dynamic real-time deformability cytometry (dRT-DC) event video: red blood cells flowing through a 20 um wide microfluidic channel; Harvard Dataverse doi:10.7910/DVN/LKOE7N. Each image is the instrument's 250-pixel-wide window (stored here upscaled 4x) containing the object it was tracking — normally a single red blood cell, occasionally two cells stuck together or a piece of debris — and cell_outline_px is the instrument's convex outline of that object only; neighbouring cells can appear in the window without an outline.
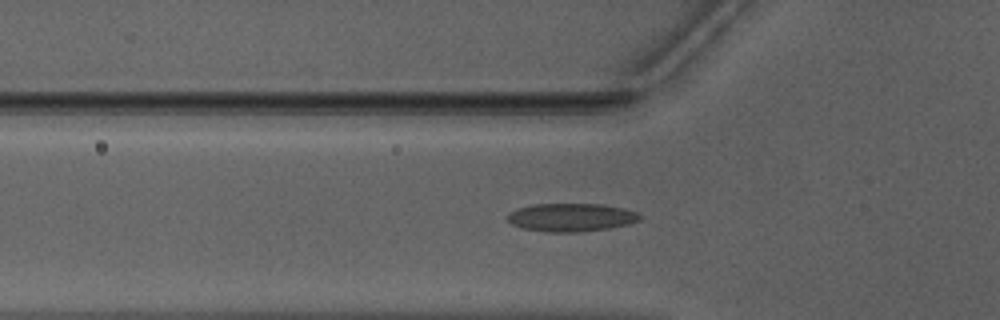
{"species": "Egyptian fruit bat (a non-hibernating species)", "species_latin": "Rousettus aegyptiacus", "temperature_condition": "warm", "stored_images_in_passage": 27, "camera_frame_rate_fps": 3000, "um_per_image_px": 0.085, "animal": {"sex": "male"}, "frame": {"image": 1, "passage_image": 8, "time_ms": 2.333, "image_size_px": [1000, 320], "cell_outline_px": [[640, 220], [628, 224], [608, 228], [576, 232], [548, 232], [520, 228], [512, 224], [508, 220], [508, 212], [520, 208], [536, 204], [600, 204], [624, 208], [636, 212], [640, 216]], "centroid_in_image_um": [48.53, 18.48], "position_along_channel_um": 77.3, "area_um2": 21.56}}
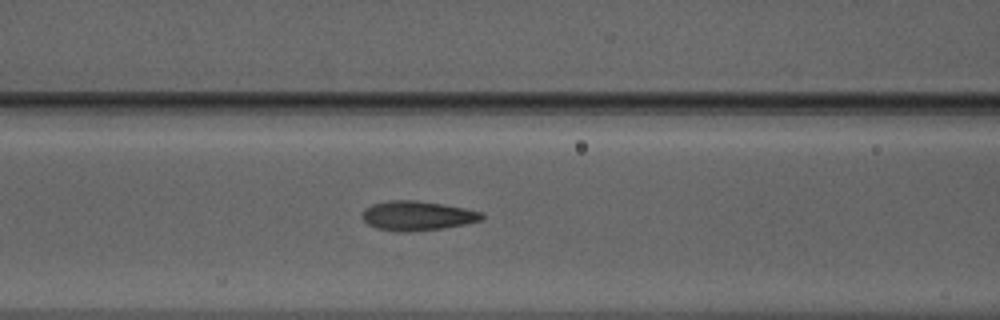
{"frame": {"image": 2, "passage_image": 12, "time_ms": 3.667, "image_size_px": [1000, 320], "cell_outline_px": [[484, 220], [444, 228], [412, 232], [396, 232], [376, 228], [368, 224], [364, 220], [364, 208], [372, 204], [392, 200], [416, 200], [464, 208], [484, 212]], "centroid_in_image_um": [35.5, 18.35], "position_along_channel_um": 131.1, "area_um2": 20.58}}